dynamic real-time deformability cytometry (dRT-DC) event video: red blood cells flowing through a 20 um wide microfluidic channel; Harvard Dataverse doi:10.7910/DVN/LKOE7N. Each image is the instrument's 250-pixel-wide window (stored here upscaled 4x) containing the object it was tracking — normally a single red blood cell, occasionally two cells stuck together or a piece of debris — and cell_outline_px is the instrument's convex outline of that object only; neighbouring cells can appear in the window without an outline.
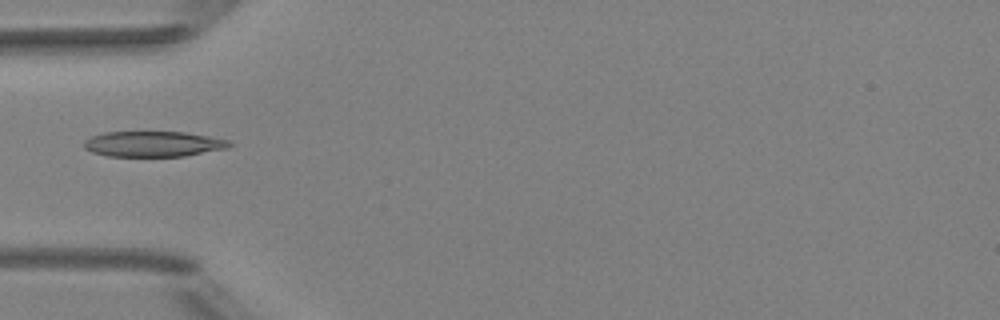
{"species": "Egyptian fruit bat (a non-hibernating species)", "species_latin": "Rousettus aegyptiacus", "temperature_condition": "room temperature", "stored_images_in_passage": 2, "camera_frame_rate_fps": 3000, "um_per_image_px": 0.085, "animal": {"sex": "female"}, "frame": {"image": 1, "passage_image": 2, "time_ms": 1.0, "image_size_px": [1000, 320], "cell_outline_px": [[232, 144], [228, 148], [184, 156], [108, 156], [92, 152], [84, 148], [84, 140], [92, 136], [104, 132], [184, 132], [208, 136], [228, 140]], "centroid_in_image_um": [13.01, 12.24], "position_along_channel_um": 72.0, "area_um2": 21.5}}